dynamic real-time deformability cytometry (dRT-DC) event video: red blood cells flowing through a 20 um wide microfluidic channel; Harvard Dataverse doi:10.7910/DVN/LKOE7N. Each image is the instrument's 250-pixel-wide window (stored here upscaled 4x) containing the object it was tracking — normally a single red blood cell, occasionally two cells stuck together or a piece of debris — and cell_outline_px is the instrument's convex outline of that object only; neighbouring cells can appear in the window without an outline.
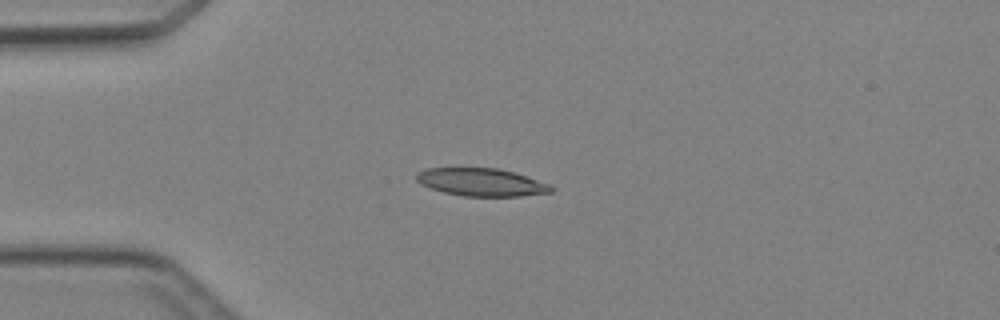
{"species": "Egyptian fruit bat (a non-hibernating species)", "species_latin": "Rousettus aegyptiacus", "temperature_condition": "cold", "stored_images_in_passage": 1, "camera_frame_rate_fps": 3000, "um_per_image_px": 0.085, "animal": {"sex": "female"}, "frame": {"image": 1, "passage_image": 1, "time_ms": 0.0, "image_size_px": [1000, 320], "cell_outline_px": [[552, 192], [520, 196], [464, 196], [444, 192], [420, 184], [416, 180], [416, 172], [428, 168], [496, 168], [512, 172], [552, 184]], "centroid_in_image_um": [40.91, 15.48], "position_along_channel_um": 44.1, "area_um2": 21.68}}